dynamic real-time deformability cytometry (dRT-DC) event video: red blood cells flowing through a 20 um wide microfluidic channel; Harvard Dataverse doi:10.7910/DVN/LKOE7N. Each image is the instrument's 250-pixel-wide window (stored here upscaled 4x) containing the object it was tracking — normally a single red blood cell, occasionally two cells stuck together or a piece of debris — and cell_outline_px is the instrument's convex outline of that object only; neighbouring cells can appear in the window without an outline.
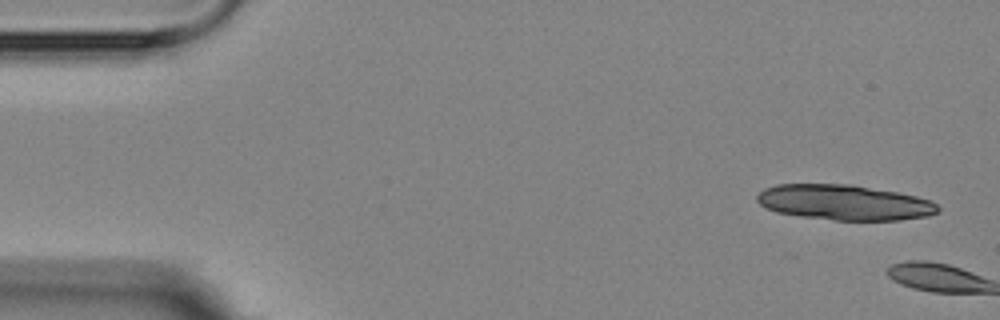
{"species": "Egyptian fruit bat (a non-hibernating species)", "species_latin": "Rousettus aegyptiacus", "temperature_condition": "room temperature", "stored_images_in_passage": 2, "camera_frame_rate_fps": 3000, "um_per_image_px": 0.085, "animal": {"sex": "female"}, "frame": {"image": 1, "passage_image": 1, "time_ms": 0.0, "image_size_px": [1000, 320], "cell_outline_px": [[940, 212], [928, 216], [900, 220], [836, 220], [804, 216], [776, 212], [760, 204], [756, 200], [756, 196], [764, 188], [776, 184], [852, 184], [896, 192], [916, 196], [928, 200], [936, 204], [940, 208]], "centroid_in_image_um": [71.77, 17.2], "position_along_channel_um": 13.2, "area_um2": 37.11}}